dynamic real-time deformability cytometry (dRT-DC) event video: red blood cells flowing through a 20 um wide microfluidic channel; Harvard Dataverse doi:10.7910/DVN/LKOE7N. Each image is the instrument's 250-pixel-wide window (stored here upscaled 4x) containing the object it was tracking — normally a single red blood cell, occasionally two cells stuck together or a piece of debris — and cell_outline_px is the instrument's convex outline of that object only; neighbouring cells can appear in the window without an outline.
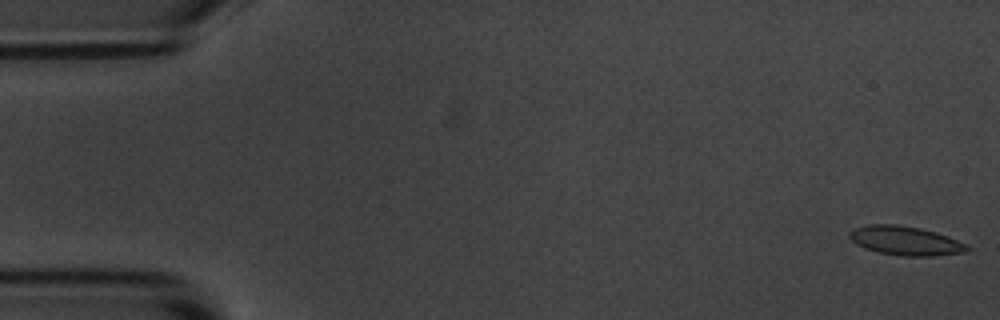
{"species": "common noctule bat (a hibernating species)", "species_latin": "Nyctalus noctula", "temperature_condition": "room temperature", "stored_images_in_passage": 9, "camera_frame_rate_fps": 3000, "um_per_image_px": 0.085, "animal": {"sex": "male", "body_mass_g": 20.1, "forearm_length_mm": 53.5}, "frame": {"image": 1, "passage_image": 1, "time_ms": 0.0, "image_size_px": [1000, 320], "cell_outline_px": [[972, 248], [964, 252], [932, 256], [900, 256], [880, 252], [864, 248], [856, 244], [848, 236], [848, 232], [856, 228], [868, 224], [896, 224], [920, 228], [936, 232], [948, 236]], "centroid_in_image_um": [76.94, 20.46], "position_along_channel_um": 8.1, "area_um2": 19.83}}